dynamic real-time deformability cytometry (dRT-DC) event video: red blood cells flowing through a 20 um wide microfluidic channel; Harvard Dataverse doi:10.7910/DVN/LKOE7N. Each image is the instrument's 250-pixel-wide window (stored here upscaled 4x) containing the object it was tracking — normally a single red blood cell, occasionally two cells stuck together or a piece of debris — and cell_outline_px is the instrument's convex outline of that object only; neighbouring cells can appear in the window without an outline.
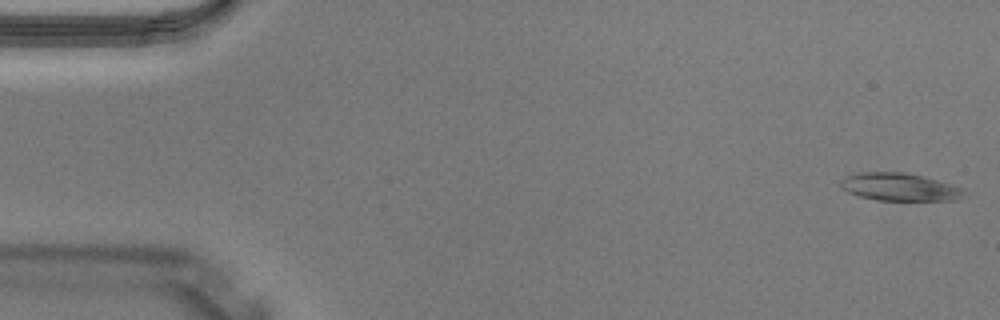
{"species": "Egyptian fruit bat (a non-hibernating species)", "species_latin": "Rousettus aegyptiacus", "temperature_condition": "warm", "stored_images_in_passage": 4, "camera_frame_rate_fps": 3000, "um_per_image_px": 0.085, "animal": {"sex": "male"}, "frame": {"image": 1, "passage_image": 1, "time_ms": 0.0, "image_size_px": [1000, 320], "cell_outline_px": [[972, 192], [964, 196], [952, 200], [876, 200], [860, 196], [848, 192], [840, 184], [840, 180], [844, 176], [860, 172], [904, 172], [924, 176], [952, 184], [964, 188]], "centroid_in_image_um": [76.53, 15.88], "position_along_channel_um": 8.5, "area_um2": 20.17}}
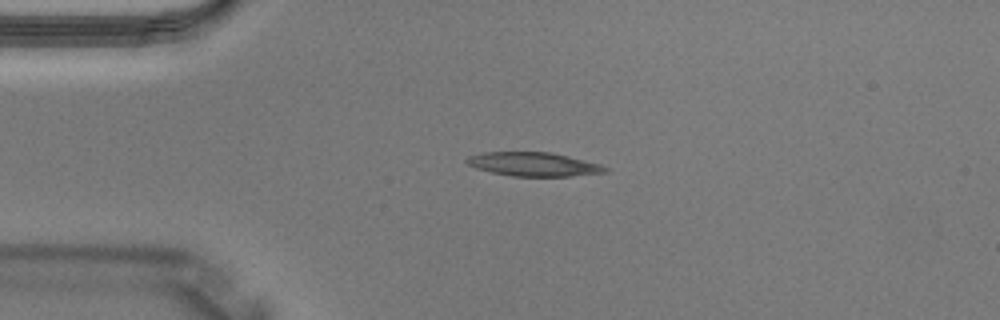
{"frame": {"image": 2, "passage_image": 3, "time_ms": 0.667, "image_size_px": [1000, 320], "cell_outline_px": [[608, 172], [568, 176], [512, 176], [492, 172], [476, 168], [468, 164], [464, 160], [468, 156], [484, 152], [552, 152], [600, 164], [608, 168]], "centroid_in_image_um": [45.34, 13.95], "position_along_channel_um": 39.7, "area_um2": 19.13}}